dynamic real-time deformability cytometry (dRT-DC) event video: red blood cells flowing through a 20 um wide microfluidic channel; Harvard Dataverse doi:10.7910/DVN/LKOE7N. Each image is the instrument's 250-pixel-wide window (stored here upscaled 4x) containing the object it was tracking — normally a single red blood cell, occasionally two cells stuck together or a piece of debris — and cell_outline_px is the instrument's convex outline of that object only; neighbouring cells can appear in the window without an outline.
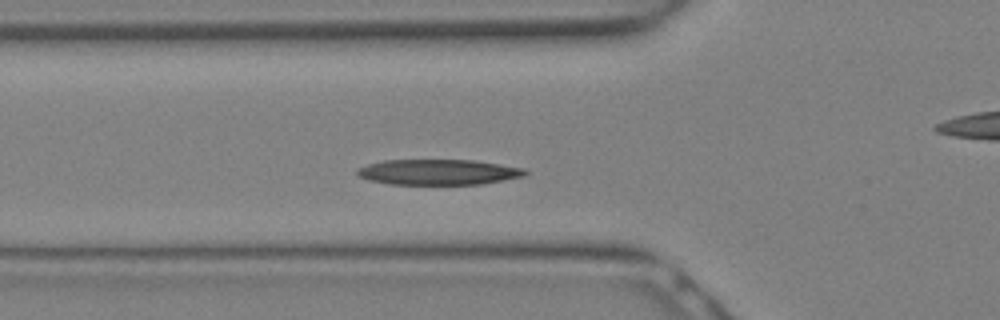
{"species": "Egyptian fruit bat (a non-hibernating species)", "species_latin": "Rousettus aegyptiacus", "temperature_condition": "warm", "stored_images_in_passage": 12, "segment_of_instrument_passage": [1, 2], "camera_frame_rate_fps": 3000, "um_per_image_px": 0.085, "animal": {"sex": "female"}, "frame": {"image": 1, "passage_image": 7, "time_ms": 2.0, "image_size_px": [1000, 320], "cell_outline_px": [[528, 172], [524, 176], [504, 180], [480, 184], [392, 184], [368, 180], [356, 176], [356, 168], [368, 164], [384, 160], [472, 160], [500, 164], [524, 168]], "centroid_in_image_um": [37.22, 14.62], "position_along_channel_um": 88.6, "area_um2": 24.97}}
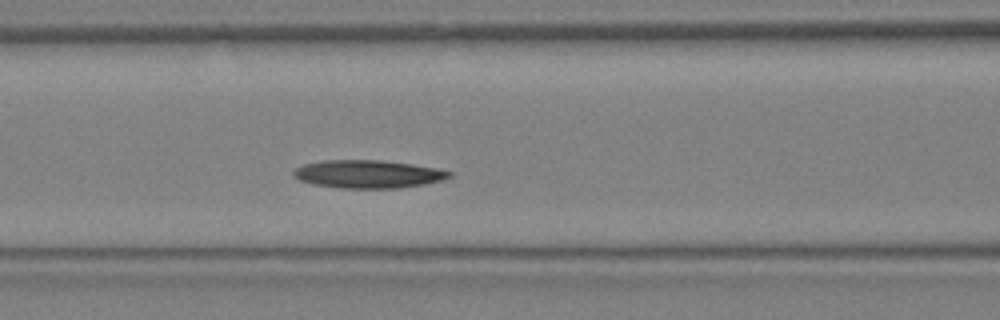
{"frame": {"image": 2, "passage_image": 9, "time_ms": 2.667, "image_size_px": [1000, 320], "cell_outline_px": [[452, 176], [440, 180], [424, 184], [400, 188], [340, 188], [316, 184], [300, 180], [292, 176], [292, 172], [296, 168], [304, 164], [320, 160], [380, 160], [412, 164], [440, 168], [452, 172]], "centroid_in_image_um": [31.29, 14.79], "position_along_channel_um": 135.3, "area_um2": 25.43}}